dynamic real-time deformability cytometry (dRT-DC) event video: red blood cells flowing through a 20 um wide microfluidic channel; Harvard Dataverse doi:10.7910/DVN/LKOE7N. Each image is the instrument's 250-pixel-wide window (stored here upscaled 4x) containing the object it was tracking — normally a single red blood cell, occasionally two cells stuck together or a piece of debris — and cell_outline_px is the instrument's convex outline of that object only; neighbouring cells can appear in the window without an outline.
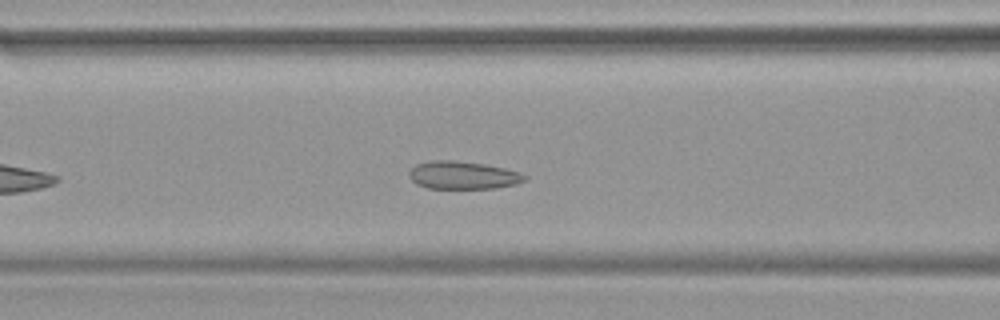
{"species": "common noctule bat (a hibernating species)", "species_latin": "Nyctalus noctula", "temperature_condition": "warm", "stored_images_in_passage": 30, "camera_frame_rate_fps": 3000, "um_per_image_px": 0.085, "animal": {"sex": "female", "body_mass_g": 19.9}, "frame": {"image": 1, "passage_image": 9, "time_ms": 2.667, "image_size_px": [1000, 320], "cell_outline_px": [[528, 176], [524, 180], [516, 184], [496, 188], [428, 188], [416, 184], [408, 176], [408, 172], [416, 164], [432, 160], [456, 160], [484, 164], [504, 168], [520, 172]], "centroid_in_image_um": [39.33, 14.89], "position_along_channel_um": 127.3, "area_um2": 18.79}}
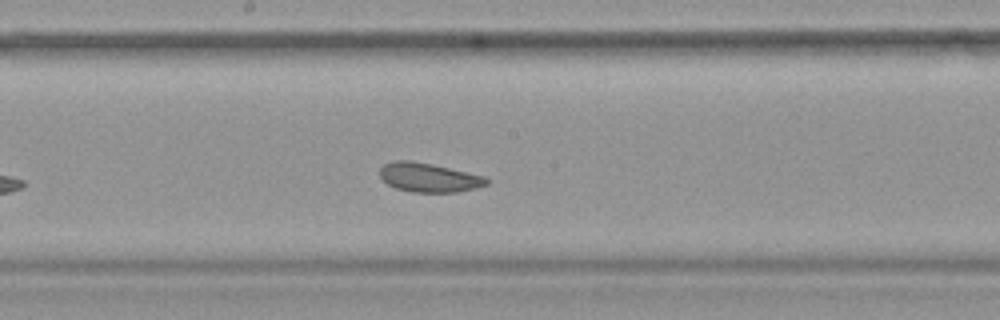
{"frame": {"image": 2, "passage_image": 15, "time_ms": 4.667, "image_size_px": [1000, 320], "cell_outline_px": [[488, 184], [476, 188], [456, 192], [412, 192], [396, 188], [388, 184], [380, 176], [380, 168], [384, 164], [392, 160], [412, 160], [432, 164], [484, 176], [488, 180]], "centroid_in_image_um": [36.43, 15.08], "position_along_channel_um": 211.8, "area_um2": 18.03}}
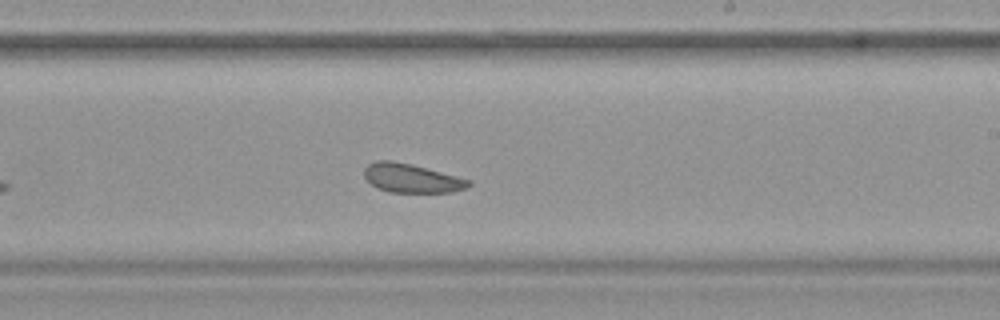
{"frame": {"image": 3, "passage_image": 18, "time_ms": 5.667, "image_size_px": [1000, 320], "cell_outline_px": [[472, 184], [464, 188], [452, 192], [388, 192], [376, 188], [364, 176], [364, 168], [368, 164], [376, 160], [392, 160], [412, 164], [472, 180]], "centroid_in_image_um": [34.97, 15.14], "position_along_channel_um": 254.0, "area_um2": 17.63}}